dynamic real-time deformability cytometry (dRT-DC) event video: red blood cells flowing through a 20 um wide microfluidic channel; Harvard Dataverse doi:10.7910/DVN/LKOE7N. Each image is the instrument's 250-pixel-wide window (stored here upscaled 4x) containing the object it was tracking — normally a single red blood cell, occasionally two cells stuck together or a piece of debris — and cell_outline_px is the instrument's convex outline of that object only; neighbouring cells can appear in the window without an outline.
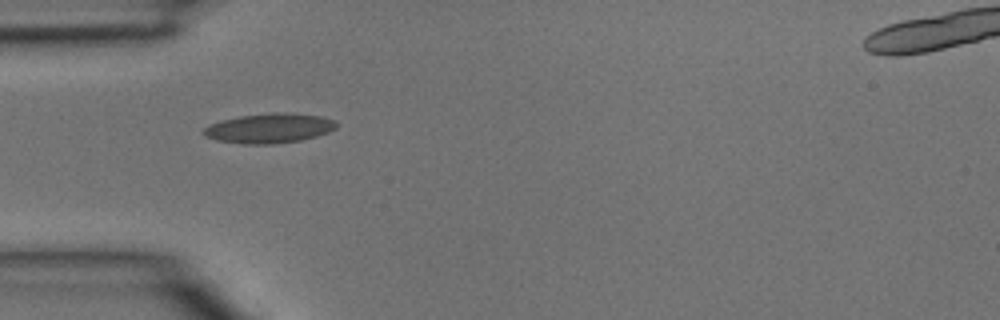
{"species": "common noctule bat (a hibernating species)", "species_latin": "Nyctalus noctula", "temperature_condition": "room temperature", "stored_images_in_passage": 1, "camera_frame_rate_fps": 3000, "um_per_image_px": 0.085, "animal": {"sex": "male", "body_mass_g": 15.6}, "frame": {"image": 1, "passage_image": 1, "time_ms": 0.0, "image_size_px": [1000, 320], "cell_outline_px": [[336, 128], [328, 132], [316, 136], [300, 140], [272, 144], [244, 144], [216, 140], [204, 136], [200, 132], [204, 128], [220, 120], [240, 116], [276, 112], [320, 116], [336, 120]], "centroid_in_image_um": [22.85, 10.91], "position_along_channel_um": 62.1, "area_um2": 22.83}}